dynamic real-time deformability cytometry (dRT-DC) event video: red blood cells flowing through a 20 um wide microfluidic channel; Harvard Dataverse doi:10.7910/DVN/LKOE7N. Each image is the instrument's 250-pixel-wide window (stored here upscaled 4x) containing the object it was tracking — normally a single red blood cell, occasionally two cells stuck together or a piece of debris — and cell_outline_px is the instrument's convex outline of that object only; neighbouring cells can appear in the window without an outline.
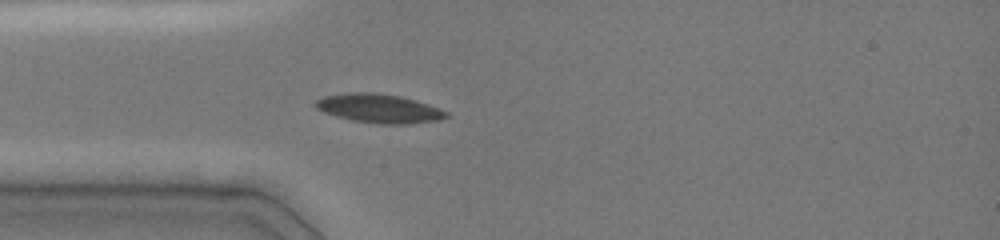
{"species": "common noctule bat (a hibernating species)", "species_latin": "Nyctalus noctula", "temperature_condition": "cold", "stored_images_in_passage": 35, "camera_frame_rate_fps": 3000, "um_per_image_px": 0.085, "animal": {"sex": "female", "body_mass_g": 19.0, "forearm_length_mm": 51.5}, "frame": {"image": 1, "passage_image": 1, "time_ms": 0.0, "image_size_px": [1000, 240], "cell_outline_px": [[448, 116], [440, 120], [408, 124], [380, 124], [352, 120], [336, 116], [324, 112], [316, 108], [312, 104], [316, 100], [324, 96], [348, 92], [380, 92], [400, 96], [416, 100], [448, 112]], "centroid_in_image_um": [32.19, 9.21], "position_along_channel_um": 52.8, "area_um2": 22.14}}
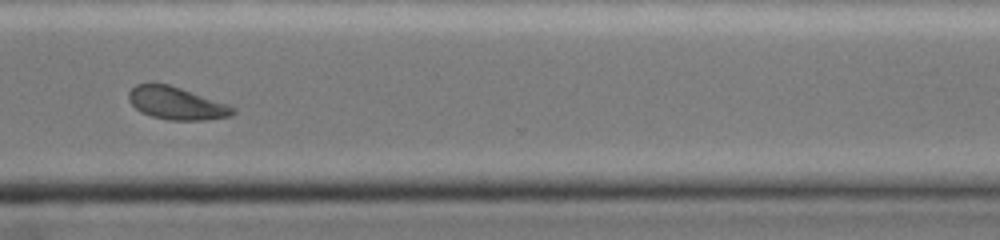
{"frame": {"image": 2, "passage_image": 24, "time_ms": 7.667, "image_size_px": [1000, 240], "cell_outline_px": [[236, 112], [232, 116], [204, 120], [168, 120], [152, 116], [140, 112], [128, 100], [128, 92], [136, 84], [168, 84], [228, 104], [236, 108]], "centroid_in_image_um": [15.01, 8.79], "position_along_channel_um": 355.6, "area_um2": 19.71}}
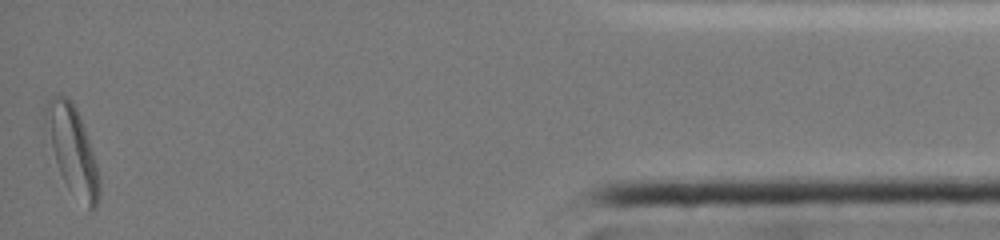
{"frame": {"image": 3, "passage_image": 35, "time_ms": 11.333, "image_size_px": [1000, 240], "cell_outline_px": [[100, 196], [96, 208], [92, 212], [68, 188], [60, 172], [52, 148], [44, 120], [44, 108], [48, 100], [52, 96], [60, 92], [72, 100], [80, 116], [96, 164], [100, 180]], "centroid_in_image_um": [6.16, 12.72], "position_along_channel_um": 429.0, "area_um2": 26.99}, "authors_computed_cell_mechanics": {"area_um2": 21.2704, "velocity_mm_per_s": 3.9933, "shape_relaxation_time_tau1_ms": 2.2966, "shape_relaxation_time_tau2_ms": null, "deformation_change_tau1": 0.0994, "deformation_change_tau2": null}}